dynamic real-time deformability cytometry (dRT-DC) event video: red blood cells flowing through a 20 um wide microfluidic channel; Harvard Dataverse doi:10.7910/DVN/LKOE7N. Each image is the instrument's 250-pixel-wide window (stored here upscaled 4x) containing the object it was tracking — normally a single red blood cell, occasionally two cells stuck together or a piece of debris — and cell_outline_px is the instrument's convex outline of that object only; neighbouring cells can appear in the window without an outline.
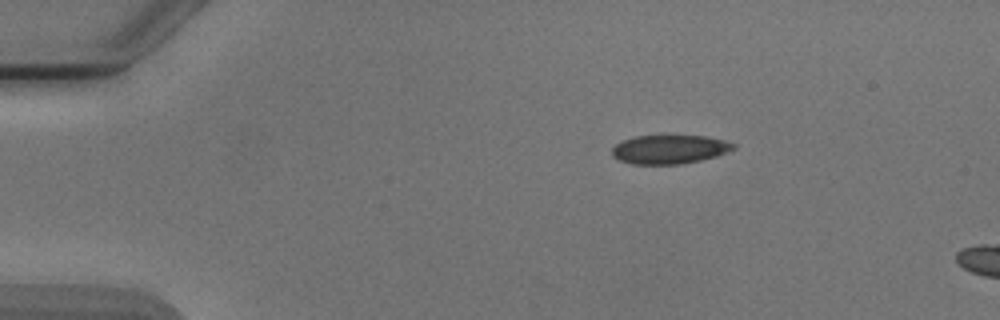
{"species": "Egyptian fruit bat (a non-hibernating species)", "species_latin": "Rousettus aegyptiacus", "temperature_condition": "cold", "stored_images_in_passage": 2, "camera_frame_rate_fps": 3000, "um_per_image_px": 0.085, "animal": {"sex": "male"}, "frame": {"image": 1, "passage_image": 2, "time_ms": 1.333, "image_size_px": [1000, 320], "cell_outline_px": [[736, 148], [728, 152], [716, 156], [700, 160], [680, 164], [632, 164], [620, 160], [612, 156], [612, 148], [616, 144], [624, 140], [636, 136], [704, 136], [724, 140], [736, 144]], "centroid_in_image_um": [56.92, 12.7], "position_along_channel_um": 28.1, "area_um2": 20.29}}